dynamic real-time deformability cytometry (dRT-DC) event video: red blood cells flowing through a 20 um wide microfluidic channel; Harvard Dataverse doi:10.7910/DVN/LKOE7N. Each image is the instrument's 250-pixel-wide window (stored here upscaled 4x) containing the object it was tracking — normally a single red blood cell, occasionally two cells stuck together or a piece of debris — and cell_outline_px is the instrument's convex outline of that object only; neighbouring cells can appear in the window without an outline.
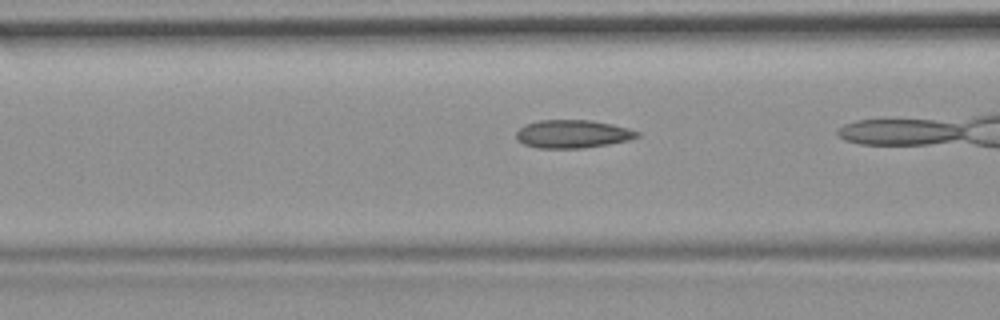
{"species": "common noctule bat (a hibernating species)", "species_latin": "Nyctalus noctula", "temperature_condition": "room temperature", "stored_images_in_passage": 30, "camera_frame_rate_fps": 3000, "um_per_image_px": 0.085, "animal": {"sex": "female", "body_mass_g": 19.9}, "frame": {"image": 1, "passage_image": 18, "time_ms": 5.667, "image_size_px": [1000, 320], "cell_outline_px": [[640, 136], [628, 140], [608, 144], [584, 148], [536, 148], [524, 144], [516, 140], [516, 132], [524, 124], [540, 120], [592, 120], [612, 124], [628, 128], [640, 132]], "centroid_in_image_um": [48.66, 11.38], "position_along_channel_um": 117.9, "area_um2": 19.94}}